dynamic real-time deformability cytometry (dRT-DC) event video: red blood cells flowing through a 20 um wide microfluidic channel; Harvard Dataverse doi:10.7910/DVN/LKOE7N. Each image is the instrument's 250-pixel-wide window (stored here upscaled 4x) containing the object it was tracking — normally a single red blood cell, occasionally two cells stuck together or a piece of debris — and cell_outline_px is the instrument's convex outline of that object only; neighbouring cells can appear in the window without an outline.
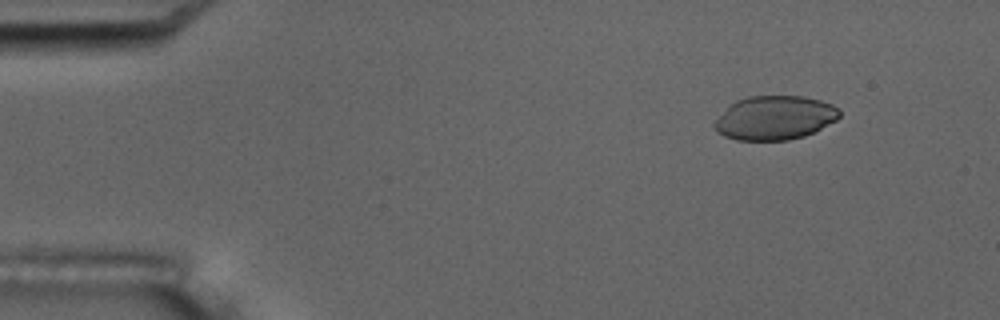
{"species": "common noctule bat (a hibernating species)", "species_latin": "Nyctalus noctula", "temperature_condition": "room temperature", "stored_images_in_passage": 5, "camera_frame_rate_fps": 3000, "um_per_image_px": 0.085, "animal": {"sex": "male", "body_mass_g": 17.5, "forearm_length_mm": 52.3}, "frame": {"image": 1, "passage_image": 2, "time_ms": 1.0, "image_size_px": [1000, 320], "cell_outline_px": [[840, 116], [836, 120], [804, 136], [788, 140], [736, 140], [724, 136], [716, 132], [712, 124], [736, 100], [748, 96], [804, 96], [820, 100], [832, 104], [840, 112]], "centroid_in_image_um": [65.84, 10.02], "position_along_channel_um": 19.2, "area_um2": 31.79}}